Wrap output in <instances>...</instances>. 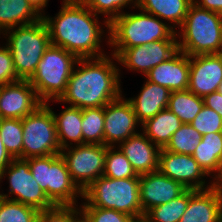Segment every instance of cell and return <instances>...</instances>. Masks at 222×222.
<instances>
[{
	"label": "cell",
	"mask_w": 222,
	"mask_h": 222,
	"mask_svg": "<svg viewBox=\"0 0 222 222\" xmlns=\"http://www.w3.org/2000/svg\"><path fill=\"white\" fill-rule=\"evenodd\" d=\"M182 125L180 119L166 108L148 119L141 127L145 136L161 149L167 146L172 135Z\"/></svg>",
	"instance_id": "obj_23"
},
{
	"label": "cell",
	"mask_w": 222,
	"mask_h": 222,
	"mask_svg": "<svg viewBox=\"0 0 222 222\" xmlns=\"http://www.w3.org/2000/svg\"><path fill=\"white\" fill-rule=\"evenodd\" d=\"M6 174L9 180V196L14 194L15 197L10 198L7 194L0 193L1 197L23 203L38 211L47 210L55 206L33 178L29 169V162L26 159L14 158L0 173V181Z\"/></svg>",
	"instance_id": "obj_9"
},
{
	"label": "cell",
	"mask_w": 222,
	"mask_h": 222,
	"mask_svg": "<svg viewBox=\"0 0 222 222\" xmlns=\"http://www.w3.org/2000/svg\"><path fill=\"white\" fill-rule=\"evenodd\" d=\"M86 7L91 9L96 15L105 14L108 16L104 24L109 31V24L118 16H120L127 5L132 4L137 7L138 0H80ZM122 8V9H121ZM121 11V12H120Z\"/></svg>",
	"instance_id": "obj_34"
},
{
	"label": "cell",
	"mask_w": 222,
	"mask_h": 222,
	"mask_svg": "<svg viewBox=\"0 0 222 222\" xmlns=\"http://www.w3.org/2000/svg\"><path fill=\"white\" fill-rule=\"evenodd\" d=\"M104 106L82 109L83 144L104 145Z\"/></svg>",
	"instance_id": "obj_28"
},
{
	"label": "cell",
	"mask_w": 222,
	"mask_h": 222,
	"mask_svg": "<svg viewBox=\"0 0 222 222\" xmlns=\"http://www.w3.org/2000/svg\"><path fill=\"white\" fill-rule=\"evenodd\" d=\"M218 54L222 57V46H221V50Z\"/></svg>",
	"instance_id": "obj_48"
},
{
	"label": "cell",
	"mask_w": 222,
	"mask_h": 222,
	"mask_svg": "<svg viewBox=\"0 0 222 222\" xmlns=\"http://www.w3.org/2000/svg\"><path fill=\"white\" fill-rule=\"evenodd\" d=\"M43 104L28 80L0 86V118L23 119Z\"/></svg>",
	"instance_id": "obj_14"
},
{
	"label": "cell",
	"mask_w": 222,
	"mask_h": 222,
	"mask_svg": "<svg viewBox=\"0 0 222 222\" xmlns=\"http://www.w3.org/2000/svg\"><path fill=\"white\" fill-rule=\"evenodd\" d=\"M212 186L222 195V164L219 173L214 174Z\"/></svg>",
	"instance_id": "obj_45"
},
{
	"label": "cell",
	"mask_w": 222,
	"mask_h": 222,
	"mask_svg": "<svg viewBox=\"0 0 222 222\" xmlns=\"http://www.w3.org/2000/svg\"><path fill=\"white\" fill-rule=\"evenodd\" d=\"M109 56L79 58L78 67L67 83L59 100L80 109L98 108L118 99L121 94L119 68ZM118 68V69H117Z\"/></svg>",
	"instance_id": "obj_2"
},
{
	"label": "cell",
	"mask_w": 222,
	"mask_h": 222,
	"mask_svg": "<svg viewBox=\"0 0 222 222\" xmlns=\"http://www.w3.org/2000/svg\"><path fill=\"white\" fill-rule=\"evenodd\" d=\"M37 222H73V205H55L39 211Z\"/></svg>",
	"instance_id": "obj_39"
},
{
	"label": "cell",
	"mask_w": 222,
	"mask_h": 222,
	"mask_svg": "<svg viewBox=\"0 0 222 222\" xmlns=\"http://www.w3.org/2000/svg\"><path fill=\"white\" fill-rule=\"evenodd\" d=\"M104 122V145L107 147H114V143H122L137 134L135 129L139 125L131 103L122 95L104 106Z\"/></svg>",
	"instance_id": "obj_13"
},
{
	"label": "cell",
	"mask_w": 222,
	"mask_h": 222,
	"mask_svg": "<svg viewBox=\"0 0 222 222\" xmlns=\"http://www.w3.org/2000/svg\"><path fill=\"white\" fill-rule=\"evenodd\" d=\"M13 159L14 158L9 154V152L4 147L0 135V173L11 163Z\"/></svg>",
	"instance_id": "obj_42"
},
{
	"label": "cell",
	"mask_w": 222,
	"mask_h": 222,
	"mask_svg": "<svg viewBox=\"0 0 222 222\" xmlns=\"http://www.w3.org/2000/svg\"><path fill=\"white\" fill-rule=\"evenodd\" d=\"M197 6L222 14V0H193Z\"/></svg>",
	"instance_id": "obj_41"
},
{
	"label": "cell",
	"mask_w": 222,
	"mask_h": 222,
	"mask_svg": "<svg viewBox=\"0 0 222 222\" xmlns=\"http://www.w3.org/2000/svg\"><path fill=\"white\" fill-rule=\"evenodd\" d=\"M158 170L169 178L178 181L186 189L204 190L212 187L205 185L208 175L198 165L192 155L178 154L160 149Z\"/></svg>",
	"instance_id": "obj_12"
},
{
	"label": "cell",
	"mask_w": 222,
	"mask_h": 222,
	"mask_svg": "<svg viewBox=\"0 0 222 222\" xmlns=\"http://www.w3.org/2000/svg\"><path fill=\"white\" fill-rule=\"evenodd\" d=\"M177 37L178 50L188 56L218 54L222 46V14L192 3Z\"/></svg>",
	"instance_id": "obj_4"
},
{
	"label": "cell",
	"mask_w": 222,
	"mask_h": 222,
	"mask_svg": "<svg viewBox=\"0 0 222 222\" xmlns=\"http://www.w3.org/2000/svg\"><path fill=\"white\" fill-rule=\"evenodd\" d=\"M114 149L112 146L106 150L103 176L112 179L139 177L124 153L119 148L118 151Z\"/></svg>",
	"instance_id": "obj_31"
},
{
	"label": "cell",
	"mask_w": 222,
	"mask_h": 222,
	"mask_svg": "<svg viewBox=\"0 0 222 222\" xmlns=\"http://www.w3.org/2000/svg\"><path fill=\"white\" fill-rule=\"evenodd\" d=\"M76 206L73 205V222H93L81 208L79 210Z\"/></svg>",
	"instance_id": "obj_43"
},
{
	"label": "cell",
	"mask_w": 222,
	"mask_h": 222,
	"mask_svg": "<svg viewBox=\"0 0 222 222\" xmlns=\"http://www.w3.org/2000/svg\"><path fill=\"white\" fill-rule=\"evenodd\" d=\"M192 156L207 175L219 173L222 164V132L204 134Z\"/></svg>",
	"instance_id": "obj_26"
},
{
	"label": "cell",
	"mask_w": 222,
	"mask_h": 222,
	"mask_svg": "<svg viewBox=\"0 0 222 222\" xmlns=\"http://www.w3.org/2000/svg\"><path fill=\"white\" fill-rule=\"evenodd\" d=\"M221 205L222 195L213 186L189 189L188 205L179 222H220Z\"/></svg>",
	"instance_id": "obj_18"
},
{
	"label": "cell",
	"mask_w": 222,
	"mask_h": 222,
	"mask_svg": "<svg viewBox=\"0 0 222 222\" xmlns=\"http://www.w3.org/2000/svg\"><path fill=\"white\" fill-rule=\"evenodd\" d=\"M33 8L42 16L43 9L47 6L48 0H27Z\"/></svg>",
	"instance_id": "obj_44"
},
{
	"label": "cell",
	"mask_w": 222,
	"mask_h": 222,
	"mask_svg": "<svg viewBox=\"0 0 222 222\" xmlns=\"http://www.w3.org/2000/svg\"><path fill=\"white\" fill-rule=\"evenodd\" d=\"M220 222H222V205H221V218H220Z\"/></svg>",
	"instance_id": "obj_49"
},
{
	"label": "cell",
	"mask_w": 222,
	"mask_h": 222,
	"mask_svg": "<svg viewBox=\"0 0 222 222\" xmlns=\"http://www.w3.org/2000/svg\"><path fill=\"white\" fill-rule=\"evenodd\" d=\"M39 211L0 196V222H37Z\"/></svg>",
	"instance_id": "obj_33"
},
{
	"label": "cell",
	"mask_w": 222,
	"mask_h": 222,
	"mask_svg": "<svg viewBox=\"0 0 222 222\" xmlns=\"http://www.w3.org/2000/svg\"><path fill=\"white\" fill-rule=\"evenodd\" d=\"M139 190L141 208L145 215L151 208L177 198L186 188L156 170L139 175Z\"/></svg>",
	"instance_id": "obj_16"
},
{
	"label": "cell",
	"mask_w": 222,
	"mask_h": 222,
	"mask_svg": "<svg viewBox=\"0 0 222 222\" xmlns=\"http://www.w3.org/2000/svg\"><path fill=\"white\" fill-rule=\"evenodd\" d=\"M119 149L129 160L138 175L158 170L160 148L144 133H137L119 144Z\"/></svg>",
	"instance_id": "obj_20"
},
{
	"label": "cell",
	"mask_w": 222,
	"mask_h": 222,
	"mask_svg": "<svg viewBox=\"0 0 222 222\" xmlns=\"http://www.w3.org/2000/svg\"><path fill=\"white\" fill-rule=\"evenodd\" d=\"M81 208L93 222H131L135 217L114 209H106L99 207H79Z\"/></svg>",
	"instance_id": "obj_37"
},
{
	"label": "cell",
	"mask_w": 222,
	"mask_h": 222,
	"mask_svg": "<svg viewBox=\"0 0 222 222\" xmlns=\"http://www.w3.org/2000/svg\"><path fill=\"white\" fill-rule=\"evenodd\" d=\"M139 177L112 179L101 176L83 190L80 207L114 209L132 217L144 216L140 203Z\"/></svg>",
	"instance_id": "obj_5"
},
{
	"label": "cell",
	"mask_w": 222,
	"mask_h": 222,
	"mask_svg": "<svg viewBox=\"0 0 222 222\" xmlns=\"http://www.w3.org/2000/svg\"><path fill=\"white\" fill-rule=\"evenodd\" d=\"M221 83L222 57L219 54L190 56L189 91L204 98L218 91Z\"/></svg>",
	"instance_id": "obj_15"
},
{
	"label": "cell",
	"mask_w": 222,
	"mask_h": 222,
	"mask_svg": "<svg viewBox=\"0 0 222 222\" xmlns=\"http://www.w3.org/2000/svg\"><path fill=\"white\" fill-rule=\"evenodd\" d=\"M203 106V98L187 89L171 92L167 109L173 112L183 124H191Z\"/></svg>",
	"instance_id": "obj_27"
},
{
	"label": "cell",
	"mask_w": 222,
	"mask_h": 222,
	"mask_svg": "<svg viewBox=\"0 0 222 222\" xmlns=\"http://www.w3.org/2000/svg\"><path fill=\"white\" fill-rule=\"evenodd\" d=\"M177 51V40H160L148 45L115 48L111 55L126 68L142 72L146 76L152 68L167 61Z\"/></svg>",
	"instance_id": "obj_11"
},
{
	"label": "cell",
	"mask_w": 222,
	"mask_h": 222,
	"mask_svg": "<svg viewBox=\"0 0 222 222\" xmlns=\"http://www.w3.org/2000/svg\"><path fill=\"white\" fill-rule=\"evenodd\" d=\"M190 125L193 126L202 136L204 134L222 132L221 116L205 105Z\"/></svg>",
	"instance_id": "obj_35"
},
{
	"label": "cell",
	"mask_w": 222,
	"mask_h": 222,
	"mask_svg": "<svg viewBox=\"0 0 222 222\" xmlns=\"http://www.w3.org/2000/svg\"><path fill=\"white\" fill-rule=\"evenodd\" d=\"M189 201V189H186L177 198L151 208L144 216L149 222H179L186 211Z\"/></svg>",
	"instance_id": "obj_29"
},
{
	"label": "cell",
	"mask_w": 222,
	"mask_h": 222,
	"mask_svg": "<svg viewBox=\"0 0 222 222\" xmlns=\"http://www.w3.org/2000/svg\"><path fill=\"white\" fill-rule=\"evenodd\" d=\"M193 0H138L140 11L152 14L158 18L170 21L175 30L183 24ZM176 25V26H175Z\"/></svg>",
	"instance_id": "obj_25"
},
{
	"label": "cell",
	"mask_w": 222,
	"mask_h": 222,
	"mask_svg": "<svg viewBox=\"0 0 222 222\" xmlns=\"http://www.w3.org/2000/svg\"><path fill=\"white\" fill-rule=\"evenodd\" d=\"M75 146L62 149L60 154L66 162L72 180L83 191L93 181L103 176L108 147L98 144Z\"/></svg>",
	"instance_id": "obj_10"
},
{
	"label": "cell",
	"mask_w": 222,
	"mask_h": 222,
	"mask_svg": "<svg viewBox=\"0 0 222 222\" xmlns=\"http://www.w3.org/2000/svg\"><path fill=\"white\" fill-rule=\"evenodd\" d=\"M21 80L15 71L9 47H0V86Z\"/></svg>",
	"instance_id": "obj_38"
},
{
	"label": "cell",
	"mask_w": 222,
	"mask_h": 222,
	"mask_svg": "<svg viewBox=\"0 0 222 222\" xmlns=\"http://www.w3.org/2000/svg\"><path fill=\"white\" fill-rule=\"evenodd\" d=\"M42 19L48 28L51 45L62 47L78 58L106 55L100 49L104 30L100 28L97 15L80 0H63L54 18L42 15Z\"/></svg>",
	"instance_id": "obj_1"
},
{
	"label": "cell",
	"mask_w": 222,
	"mask_h": 222,
	"mask_svg": "<svg viewBox=\"0 0 222 222\" xmlns=\"http://www.w3.org/2000/svg\"><path fill=\"white\" fill-rule=\"evenodd\" d=\"M131 222H149L145 216H140L134 218Z\"/></svg>",
	"instance_id": "obj_46"
},
{
	"label": "cell",
	"mask_w": 222,
	"mask_h": 222,
	"mask_svg": "<svg viewBox=\"0 0 222 222\" xmlns=\"http://www.w3.org/2000/svg\"><path fill=\"white\" fill-rule=\"evenodd\" d=\"M9 35H8V34ZM15 71L21 80H29L35 73L44 52L50 47L48 28L43 19L6 30Z\"/></svg>",
	"instance_id": "obj_6"
},
{
	"label": "cell",
	"mask_w": 222,
	"mask_h": 222,
	"mask_svg": "<svg viewBox=\"0 0 222 222\" xmlns=\"http://www.w3.org/2000/svg\"><path fill=\"white\" fill-rule=\"evenodd\" d=\"M0 135L4 147L13 158L22 159V119L0 118Z\"/></svg>",
	"instance_id": "obj_30"
},
{
	"label": "cell",
	"mask_w": 222,
	"mask_h": 222,
	"mask_svg": "<svg viewBox=\"0 0 222 222\" xmlns=\"http://www.w3.org/2000/svg\"><path fill=\"white\" fill-rule=\"evenodd\" d=\"M218 91L222 94V83L219 85Z\"/></svg>",
	"instance_id": "obj_47"
},
{
	"label": "cell",
	"mask_w": 222,
	"mask_h": 222,
	"mask_svg": "<svg viewBox=\"0 0 222 222\" xmlns=\"http://www.w3.org/2000/svg\"><path fill=\"white\" fill-rule=\"evenodd\" d=\"M202 135L190 124H183L171 137L165 150L178 154L192 155Z\"/></svg>",
	"instance_id": "obj_32"
},
{
	"label": "cell",
	"mask_w": 222,
	"mask_h": 222,
	"mask_svg": "<svg viewBox=\"0 0 222 222\" xmlns=\"http://www.w3.org/2000/svg\"><path fill=\"white\" fill-rule=\"evenodd\" d=\"M190 56L178 50L167 61L152 68L148 81L168 88L171 92L187 90L189 86Z\"/></svg>",
	"instance_id": "obj_17"
},
{
	"label": "cell",
	"mask_w": 222,
	"mask_h": 222,
	"mask_svg": "<svg viewBox=\"0 0 222 222\" xmlns=\"http://www.w3.org/2000/svg\"><path fill=\"white\" fill-rule=\"evenodd\" d=\"M203 100L205 106L213 109L222 118V94L219 91L206 95Z\"/></svg>",
	"instance_id": "obj_40"
},
{
	"label": "cell",
	"mask_w": 222,
	"mask_h": 222,
	"mask_svg": "<svg viewBox=\"0 0 222 222\" xmlns=\"http://www.w3.org/2000/svg\"><path fill=\"white\" fill-rule=\"evenodd\" d=\"M78 59L75 54L53 45L44 52L35 73L28 80L42 103L61 98Z\"/></svg>",
	"instance_id": "obj_7"
},
{
	"label": "cell",
	"mask_w": 222,
	"mask_h": 222,
	"mask_svg": "<svg viewBox=\"0 0 222 222\" xmlns=\"http://www.w3.org/2000/svg\"><path fill=\"white\" fill-rule=\"evenodd\" d=\"M42 19L27 0H0V33Z\"/></svg>",
	"instance_id": "obj_22"
},
{
	"label": "cell",
	"mask_w": 222,
	"mask_h": 222,
	"mask_svg": "<svg viewBox=\"0 0 222 222\" xmlns=\"http://www.w3.org/2000/svg\"><path fill=\"white\" fill-rule=\"evenodd\" d=\"M79 195L83 198V191L72 180L64 158L61 154L51 155L49 200L54 205H76V197Z\"/></svg>",
	"instance_id": "obj_19"
},
{
	"label": "cell",
	"mask_w": 222,
	"mask_h": 222,
	"mask_svg": "<svg viewBox=\"0 0 222 222\" xmlns=\"http://www.w3.org/2000/svg\"><path fill=\"white\" fill-rule=\"evenodd\" d=\"M49 103H43L22 119V159L60 154L55 120Z\"/></svg>",
	"instance_id": "obj_8"
},
{
	"label": "cell",
	"mask_w": 222,
	"mask_h": 222,
	"mask_svg": "<svg viewBox=\"0 0 222 222\" xmlns=\"http://www.w3.org/2000/svg\"><path fill=\"white\" fill-rule=\"evenodd\" d=\"M144 11L122 13L109 24L108 45L113 48H131L153 41L177 40V30Z\"/></svg>",
	"instance_id": "obj_3"
},
{
	"label": "cell",
	"mask_w": 222,
	"mask_h": 222,
	"mask_svg": "<svg viewBox=\"0 0 222 222\" xmlns=\"http://www.w3.org/2000/svg\"><path fill=\"white\" fill-rule=\"evenodd\" d=\"M52 114L61 149L72 146V142L76 145L83 144L82 109L70 106L65 108L59 115L55 114L54 111H52ZM67 140H70V145Z\"/></svg>",
	"instance_id": "obj_24"
},
{
	"label": "cell",
	"mask_w": 222,
	"mask_h": 222,
	"mask_svg": "<svg viewBox=\"0 0 222 222\" xmlns=\"http://www.w3.org/2000/svg\"><path fill=\"white\" fill-rule=\"evenodd\" d=\"M171 91L151 81H146L135 98H129L134 113L140 124L153 118L158 112L168 107Z\"/></svg>",
	"instance_id": "obj_21"
},
{
	"label": "cell",
	"mask_w": 222,
	"mask_h": 222,
	"mask_svg": "<svg viewBox=\"0 0 222 222\" xmlns=\"http://www.w3.org/2000/svg\"><path fill=\"white\" fill-rule=\"evenodd\" d=\"M29 162V169L33 178L45 191L48 197V185L51 177V155L44 157H32L26 159Z\"/></svg>",
	"instance_id": "obj_36"
}]
</instances>
